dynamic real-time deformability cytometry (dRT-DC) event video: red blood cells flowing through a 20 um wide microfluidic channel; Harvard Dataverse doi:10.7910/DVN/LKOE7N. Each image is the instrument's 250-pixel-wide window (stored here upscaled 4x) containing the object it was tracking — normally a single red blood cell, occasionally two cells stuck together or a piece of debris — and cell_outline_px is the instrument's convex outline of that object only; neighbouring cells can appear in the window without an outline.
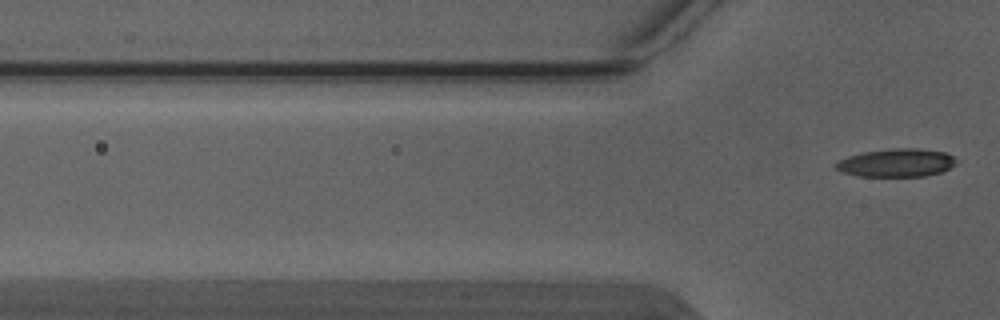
{"species": "Egyptian fruit bat (a non-hibernating species)", "species_latin": "Rousettus aegyptiacus", "temperature_condition": "warm", "stored_images_in_passage": 3, "segment_of_instrument_passage": [2, 2], "camera_frame_rate_fps": 3000, "um_per_image_px": 0.085, "animal": {"sex": "male"}, "frame": {"image": 1, "passage_image": 3, "time_ms": 0.667, "image_size_px": [1000, 320], "cell_outline_px": [[960, 160], [956, 164], [940, 172], [928, 176], [856, 176], [844, 172], [836, 168], [836, 164], [840, 160], [848, 156], [864, 152], [892, 148], [912, 148], [944, 152]], "centroid_in_image_um": [76.24, 13.84], "position_along_channel_um": 49.6, "area_um2": 19.59}}